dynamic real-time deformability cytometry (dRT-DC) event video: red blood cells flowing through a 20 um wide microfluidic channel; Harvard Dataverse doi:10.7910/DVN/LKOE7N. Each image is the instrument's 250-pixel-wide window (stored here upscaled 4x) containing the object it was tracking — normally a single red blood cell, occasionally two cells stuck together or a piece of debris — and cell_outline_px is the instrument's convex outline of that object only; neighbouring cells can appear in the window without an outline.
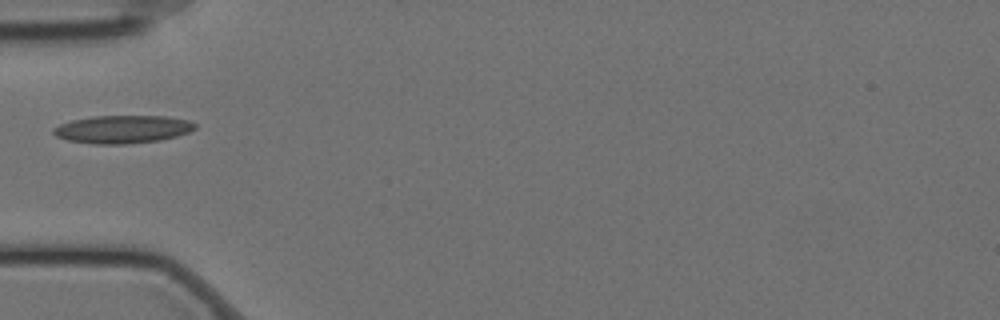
{"species": "Egyptian fruit bat (a non-hibernating species)", "species_latin": "Rousettus aegyptiacus", "temperature_condition": "cold", "stored_images_in_passage": 33, "camera_frame_rate_fps": 3000, "um_per_image_px": 0.085, "animal": {"sex": "female"}, "frame": {"image": 1, "passage_image": 1, "time_ms": 0.0, "image_size_px": [1000, 320], "cell_outline_px": [[196, 128], [188, 132], [176, 136], [160, 140], [124, 144], [92, 144], [68, 140], [56, 136], [52, 132], [52, 128], [60, 124], [72, 120], [92, 116], [164, 116], [188, 120], [196, 124]], "centroid_in_image_um": [10.39, 10.99], "position_along_channel_um": 74.6, "area_um2": 23.0}}
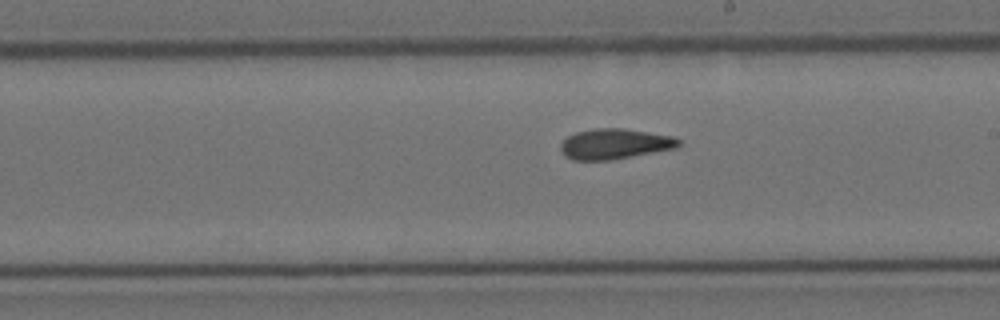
{"frame": {"image": 2, "passage_image": 15, "time_ms": 4.667, "image_size_px": [1000, 320], "cell_outline_px": [[680, 144], [676, 148], [612, 160], [572, 160], [564, 156], [560, 148], [560, 144], [568, 136], [576, 132], [596, 128], [624, 128], [672, 136], [680, 140]], "centroid_in_image_um": [52.23, 12.24], "position_along_channel_um": 236.8, "area_um2": 20.92}}
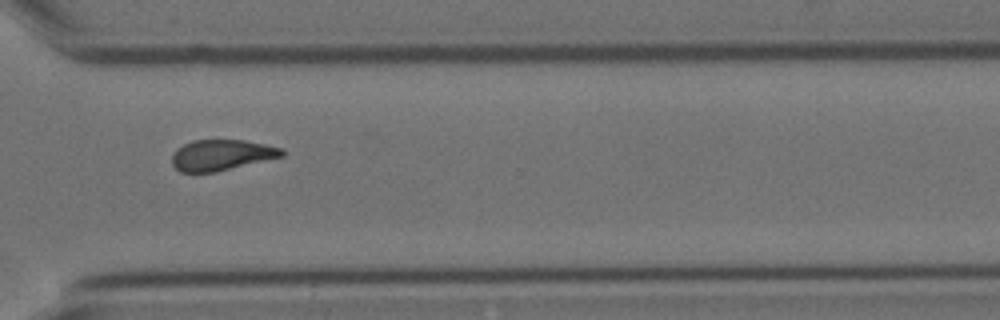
{"frame": {"image": 3, "passage_image": 25, "time_ms": 8.0, "image_size_px": [1000, 320], "cell_outline_px": [[284, 156], [216, 172], [180, 172], [172, 164], [172, 156], [176, 148], [192, 140], [244, 140], [284, 148]], "centroid_in_image_um": [18.83, 13.17], "position_along_channel_um": 351.8, "area_um2": 19.77}}